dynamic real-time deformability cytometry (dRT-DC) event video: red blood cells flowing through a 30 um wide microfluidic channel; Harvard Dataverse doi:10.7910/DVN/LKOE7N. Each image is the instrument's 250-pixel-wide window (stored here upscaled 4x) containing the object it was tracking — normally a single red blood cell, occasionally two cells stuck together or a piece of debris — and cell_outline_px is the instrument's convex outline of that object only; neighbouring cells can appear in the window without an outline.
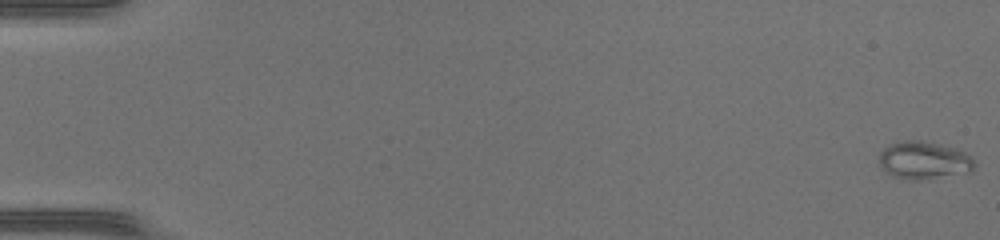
{"species": "common noctule bat (a hibernating species)", "species_latin": "Nyctalus noctula", "temperature_condition": "warm", "stored_images_in_passage": 50, "camera_frame_rate_fps": 3000, "um_per_image_px": 0.085, "animal": {"sex": "female", "body_mass_g": 17.0, "forearm_length_mm": 48.0}, "frame": {"image": 1, "passage_image": 1, "time_ms": 0.0, "image_size_px": [1000, 240], "cell_outline_px": [[976, 164], [972, 172], [916, 180], [908, 180], [892, 176], [880, 164], [880, 152], [884, 148], [892, 144], [904, 140], [916, 140], [956, 148], [972, 156]], "centroid_in_image_um": [78.58, 13.64], "position_along_channel_um": 6.4, "area_um2": 20.75}}
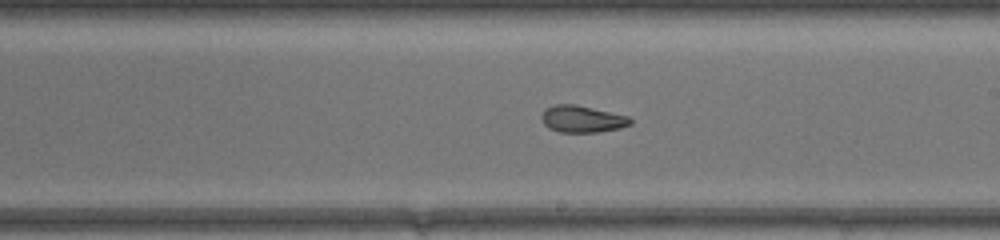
{"frame": {"image": 2, "passage_image": 30, "time_ms": 9.667, "image_size_px": [1000, 240], "cell_outline_px": [[632, 124], [620, 128], [596, 132], [560, 132], [548, 128], [544, 124], [540, 116], [544, 108], [556, 104], [576, 104], [628, 116], [632, 120]], "centroid_in_image_um": [49.45, 10.11], "position_along_channel_um": 239.5, "area_um2": 13.99}}
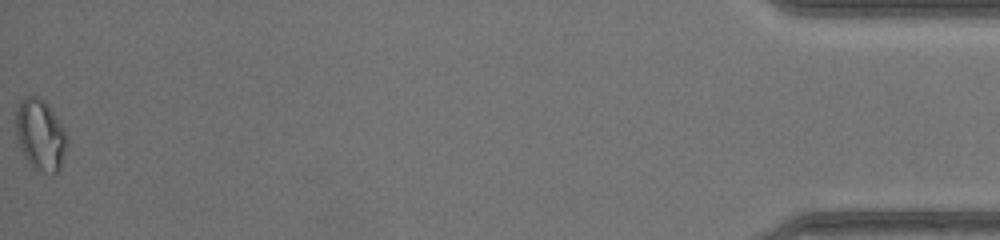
{"frame": {"image": 3, "passage_image": 50, "time_ms": 16.333, "image_size_px": [1000, 240], "cell_outline_px": [[68, 144], [60, 168], [52, 176], [36, 168], [24, 156], [20, 148], [16, 136], [16, 108], [20, 100], [24, 96], [40, 96], [48, 104], [64, 128], [68, 136]], "centroid_in_image_um": [3.45, 11.43], "position_along_channel_um": 431.8, "area_um2": 21.44}, "authors_computed_cell_mechanics": {"area_um2": 16.8487, "velocity_mm_per_s": 4.3334, "shape_relaxation_time_tau1_ms": null, "shape_relaxation_time_tau2_ms": 1.2012, "deformation_change_tau1": null, "deformation_change_tau2": 0.0588}}